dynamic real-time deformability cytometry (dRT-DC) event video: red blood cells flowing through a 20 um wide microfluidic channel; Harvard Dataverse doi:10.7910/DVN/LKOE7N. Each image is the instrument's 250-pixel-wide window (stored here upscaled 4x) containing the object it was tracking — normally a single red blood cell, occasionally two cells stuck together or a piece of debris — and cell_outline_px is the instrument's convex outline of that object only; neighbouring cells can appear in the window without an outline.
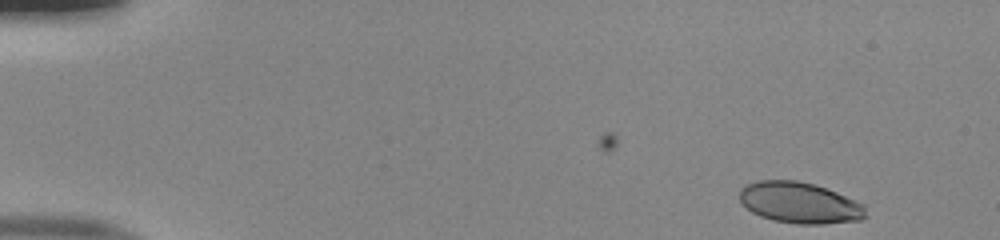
{"species": "human", "species_latin": "Homo sapiens", "temperature_condition": "room temperature", "stored_images_in_passage": 5, "camera_frame_rate_fps": 3000, "um_per_image_px": 0.085, "donor": {"sex": "male"}, "frame": {"image": 1, "passage_image": 1, "time_ms": 0.0, "image_size_px": [1000, 240], "cell_outline_px": [[868, 216], [860, 220], [824, 224], [796, 224], [772, 220], [760, 216], [752, 212], [740, 200], [740, 188], [744, 184], [760, 180], [796, 180], [816, 184], [836, 192], [864, 204]], "centroid_in_image_um": [67.98, 17.23], "position_along_channel_um": 17.0, "area_um2": 30.46}}